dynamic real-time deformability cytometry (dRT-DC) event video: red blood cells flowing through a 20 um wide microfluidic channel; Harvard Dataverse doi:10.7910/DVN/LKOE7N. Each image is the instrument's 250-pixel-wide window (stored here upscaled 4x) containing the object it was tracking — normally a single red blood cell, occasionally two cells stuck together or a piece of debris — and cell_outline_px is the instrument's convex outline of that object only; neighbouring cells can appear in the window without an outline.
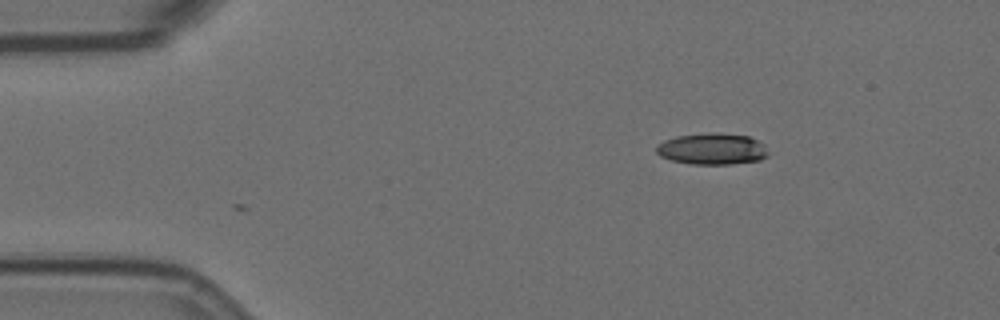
{"species": "Egyptian fruit bat (a non-hibernating species)", "species_latin": "Rousettus aegyptiacus", "temperature_condition": "room temperature", "stored_images_in_passage": 4, "camera_frame_rate_fps": 3000, "um_per_image_px": 0.085, "animal": {"sex": "female"}, "frame": {"image": 1, "passage_image": 4, "time_ms": 1.0, "image_size_px": [1000, 320], "cell_outline_px": [[768, 156], [760, 160], [732, 164], [692, 164], [672, 160], [660, 156], [656, 152], [656, 144], [664, 140], [676, 136], [708, 132], [712, 132], [748, 136], [764, 144], [768, 152]], "centroid_in_image_um": [60.52, 12.65], "position_along_channel_um": 24.5, "area_um2": 20.58}}